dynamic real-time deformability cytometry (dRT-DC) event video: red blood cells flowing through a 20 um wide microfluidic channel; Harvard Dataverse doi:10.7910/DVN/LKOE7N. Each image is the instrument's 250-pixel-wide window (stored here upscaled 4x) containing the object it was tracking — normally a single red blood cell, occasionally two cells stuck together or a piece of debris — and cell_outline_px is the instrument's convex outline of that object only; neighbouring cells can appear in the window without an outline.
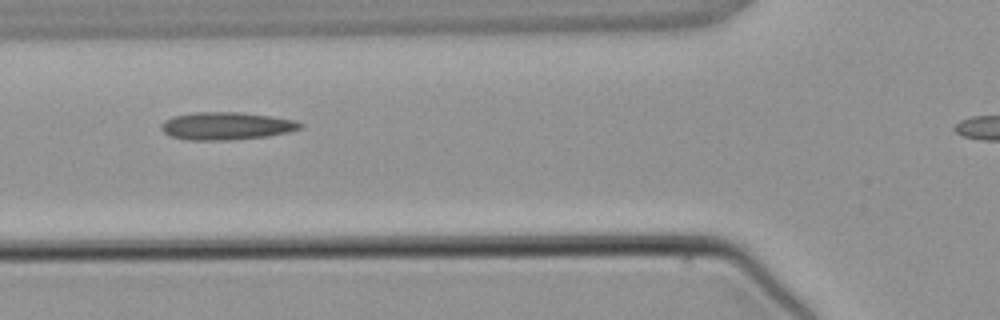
{"species": "common noctule bat (a hibernating species)", "species_latin": "Nyctalus noctula", "temperature_condition": "warm", "stored_images_in_passage": 3, "camera_frame_rate_fps": 3000, "um_per_image_px": 0.085, "animal": {"sex": "male", "body_mass_g": 21.5, "forearm_length_mm": 52.0}, "frame": {"image": 1, "passage_image": 3, "time_ms": 2.333, "image_size_px": [1000, 320], "cell_outline_px": [[304, 124], [300, 128], [288, 132], [268, 136], [232, 140], [188, 140], [168, 136], [160, 128], [160, 124], [164, 120], [172, 116], [196, 112], [240, 112], [296, 120]], "centroid_in_image_um": [19.19, 10.71], "position_along_channel_um": 106.6, "area_um2": 22.54}}